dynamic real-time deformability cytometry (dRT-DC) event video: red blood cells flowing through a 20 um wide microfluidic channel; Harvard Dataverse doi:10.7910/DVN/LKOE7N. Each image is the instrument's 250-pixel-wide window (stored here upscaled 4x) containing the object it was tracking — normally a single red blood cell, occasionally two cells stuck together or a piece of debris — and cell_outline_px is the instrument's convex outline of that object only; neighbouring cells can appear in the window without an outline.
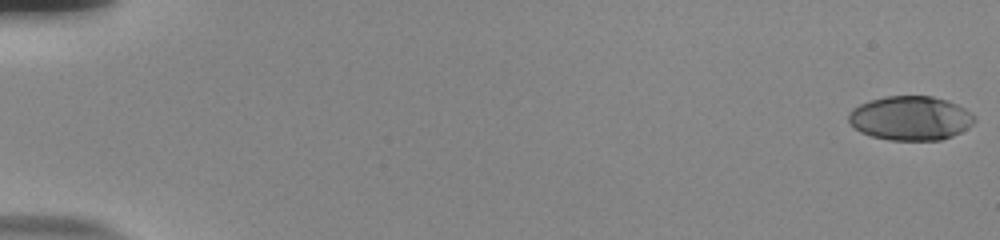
{"species": "human", "species_latin": "Homo sapiens", "temperature_condition": "room temperature", "stored_images_in_passage": 56, "camera_frame_rate_fps": 3000, "um_per_image_px": 0.085, "donor": {"sex": "male"}, "frame": {"image": 1, "passage_image": 1, "time_ms": 0.0, "image_size_px": [1000, 240], "cell_outline_px": [[976, 120], [968, 128], [952, 136], [940, 140], [888, 140], [872, 136], [860, 132], [848, 120], [848, 112], [852, 108], [860, 104], [884, 96], [932, 96], [948, 100], [964, 108], [976, 116]], "centroid_in_image_um": [77.4, 10.04], "position_along_channel_um": 7.6, "area_um2": 32.48}}
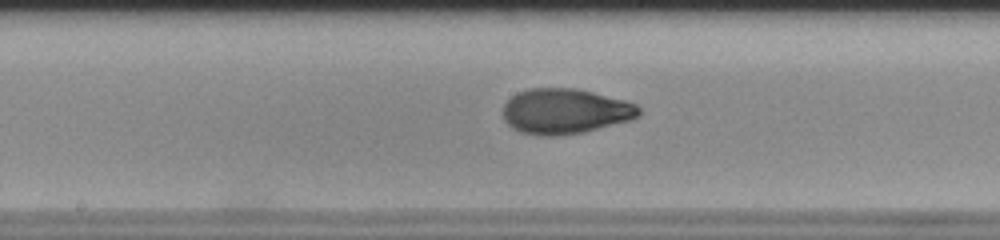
{"frame": {"image": 2, "passage_image": 31, "time_ms": 10.0, "image_size_px": [1000, 240], "cell_outline_px": [[640, 116], [632, 120], [584, 132], [556, 136], [540, 136], [520, 132], [512, 128], [504, 120], [504, 104], [516, 92], [528, 88], [576, 88], [624, 100], [636, 104], [640, 108]], "centroid_in_image_um": [48.04, 9.46], "position_along_channel_um": 200.2, "area_um2": 36.07}}
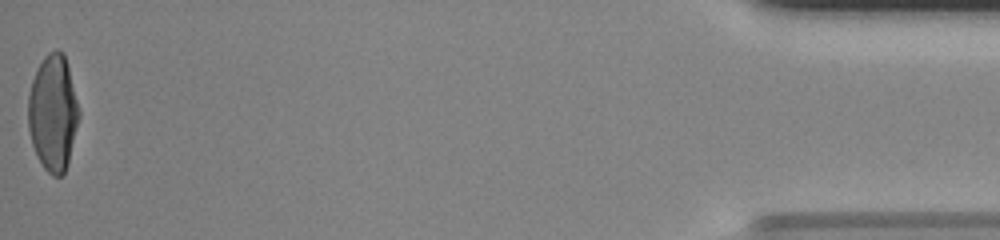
{"frame": {"image": 3, "passage_image": 56, "time_ms": 18.333, "image_size_px": [1000, 240], "cell_outline_px": [[80, 116], [68, 164], [64, 172], [60, 176], [52, 176], [44, 168], [36, 156], [32, 144], [28, 128], [28, 96], [32, 80], [36, 68], [44, 56], [48, 52], [56, 48], [64, 52], [80, 112]], "centroid_in_image_um": [4.5, 9.58], "position_along_channel_um": 430.7, "area_um2": 34.68}, "authors_computed_cell_mechanics": {"area_um2": 34.5066, "velocity_mm_per_s": 3.7901, "shape_relaxation_time_tau1_ms": 5.5402, "shape_relaxation_time_tau2_ms": 0.9677, "deformation_change_tau1": 0.2361, "deformation_change_tau2": 0.0518}}